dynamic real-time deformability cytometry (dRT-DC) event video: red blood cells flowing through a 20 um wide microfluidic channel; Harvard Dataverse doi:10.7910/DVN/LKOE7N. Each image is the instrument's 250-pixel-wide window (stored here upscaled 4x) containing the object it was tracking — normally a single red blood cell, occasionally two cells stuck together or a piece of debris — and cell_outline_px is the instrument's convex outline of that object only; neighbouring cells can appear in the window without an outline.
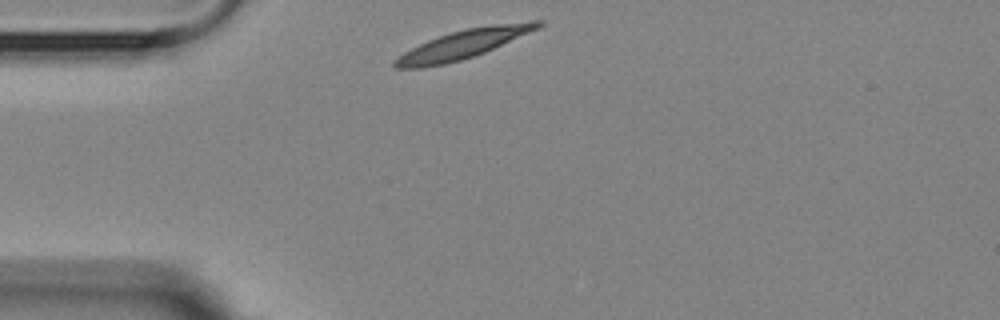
{"species": "Egyptian fruit bat (a non-hibernating species)", "species_latin": "Rousettus aegyptiacus", "temperature_condition": "room temperature", "stored_images_in_passage": 2, "camera_frame_rate_fps": 3000, "um_per_image_px": 0.085, "animal": {"sex": "female"}, "frame": {"image": 1, "passage_image": 1, "time_ms": 0.0, "image_size_px": [1000, 320], "cell_outline_px": [[544, 24], [528, 32], [484, 52], [460, 60], [444, 64], [424, 68], [392, 68], [392, 60], [404, 52], [428, 40], [464, 28], [488, 24], [528, 20], [544, 20]], "centroid_in_image_um": [39.34, 3.74], "position_along_channel_um": 45.7, "area_um2": 23.87}}